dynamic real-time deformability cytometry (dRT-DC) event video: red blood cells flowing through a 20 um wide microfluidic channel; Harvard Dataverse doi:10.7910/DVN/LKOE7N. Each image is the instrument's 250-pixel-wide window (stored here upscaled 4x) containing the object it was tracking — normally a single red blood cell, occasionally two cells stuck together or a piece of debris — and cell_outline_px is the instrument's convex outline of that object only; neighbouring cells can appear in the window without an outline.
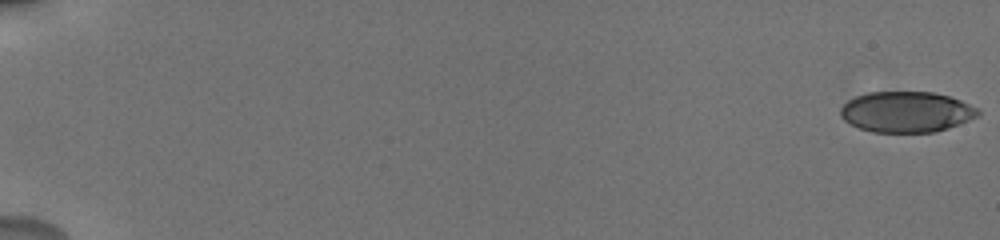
{"species": "human", "species_latin": "Homo sapiens", "temperature_condition": "cold", "stored_images_in_passage": 57, "camera_frame_rate_fps": 3000, "um_per_image_px": 0.085, "donor": {"sex": "male"}, "frame": {"image": 1, "passage_image": 1, "time_ms": 0.0, "image_size_px": [1000, 240], "cell_outline_px": [[980, 116], [960, 124], [936, 132], [872, 132], [860, 128], [844, 120], [840, 116], [840, 108], [848, 100], [856, 96], [868, 92], [932, 92], [948, 96], [960, 100], [980, 108]], "centroid_in_image_um": [77.07, 9.51], "position_along_channel_um": 7.9, "area_um2": 32.83}}
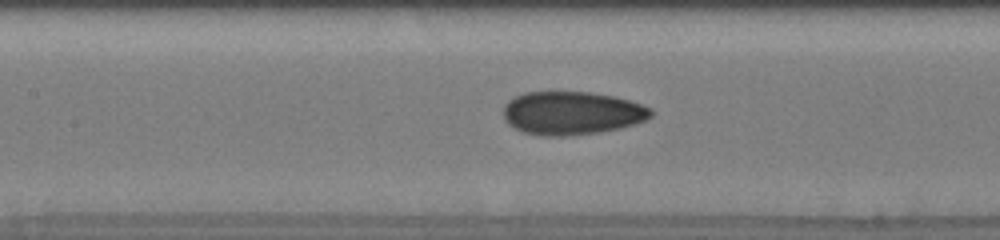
{"frame": {"image": 2, "passage_image": 50, "time_ms": 9.333, "image_size_px": [1000, 240], "cell_outline_px": [[652, 116], [648, 120], [636, 124], [620, 128], [600, 132], [568, 136], [540, 136], [524, 132], [508, 124], [504, 120], [504, 104], [508, 100], [524, 92], [592, 92], [612, 96], [628, 100], [652, 108]], "centroid_in_image_um": [48.61, 9.62], "position_along_channel_um": 158.8, "area_um2": 37.45}}
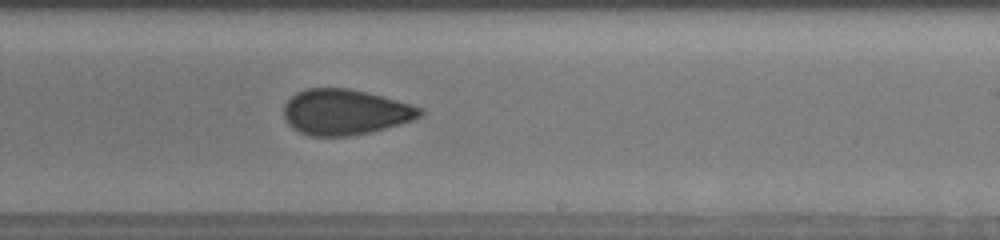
{"frame": {"image": 3, "passage_image": 57, "time_ms": 12.0, "image_size_px": [1000, 240], "cell_outline_px": [[424, 112], [420, 116], [412, 120], [372, 132], [348, 136], [312, 136], [300, 132], [292, 128], [288, 124], [284, 116], [284, 104], [296, 92], [308, 88], [348, 88], [368, 92], [424, 108]], "centroid_in_image_um": [29.33, 9.52], "position_along_channel_um": 259.7, "area_um2": 36.18}}